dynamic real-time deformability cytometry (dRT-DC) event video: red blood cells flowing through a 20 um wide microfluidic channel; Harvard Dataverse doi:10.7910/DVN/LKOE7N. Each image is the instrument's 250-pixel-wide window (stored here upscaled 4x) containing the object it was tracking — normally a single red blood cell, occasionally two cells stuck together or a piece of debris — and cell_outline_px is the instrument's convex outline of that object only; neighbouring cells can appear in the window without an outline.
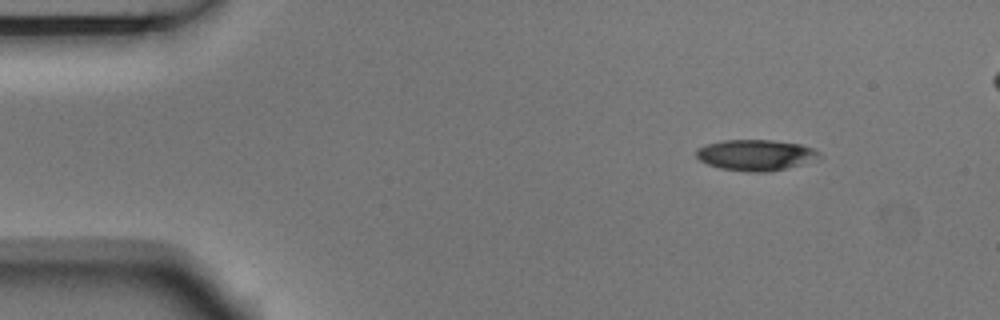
{"species": "Egyptian fruit bat (a non-hibernating species)", "species_latin": "Rousettus aegyptiacus", "temperature_condition": "room temperature", "stored_images_in_passage": 4, "segment_of_instrument_passage": [1, 2], "camera_frame_rate_fps": 3000, "um_per_image_px": 0.085, "animal": {"sex": "male"}, "frame": {"image": 1, "passage_image": 1, "time_ms": 0.0, "image_size_px": [1000, 320], "cell_outline_px": [[824, 156], [784, 168], [768, 172], [748, 172], [720, 168], [708, 164], [700, 160], [696, 156], [696, 148], [708, 144], [724, 140], [772, 140], [800, 144], [812, 148], [820, 152]], "centroid_in_image_um": [64.21, 13.17], "position_along_channel_um": 20.8, "area_um2": 21.91}}